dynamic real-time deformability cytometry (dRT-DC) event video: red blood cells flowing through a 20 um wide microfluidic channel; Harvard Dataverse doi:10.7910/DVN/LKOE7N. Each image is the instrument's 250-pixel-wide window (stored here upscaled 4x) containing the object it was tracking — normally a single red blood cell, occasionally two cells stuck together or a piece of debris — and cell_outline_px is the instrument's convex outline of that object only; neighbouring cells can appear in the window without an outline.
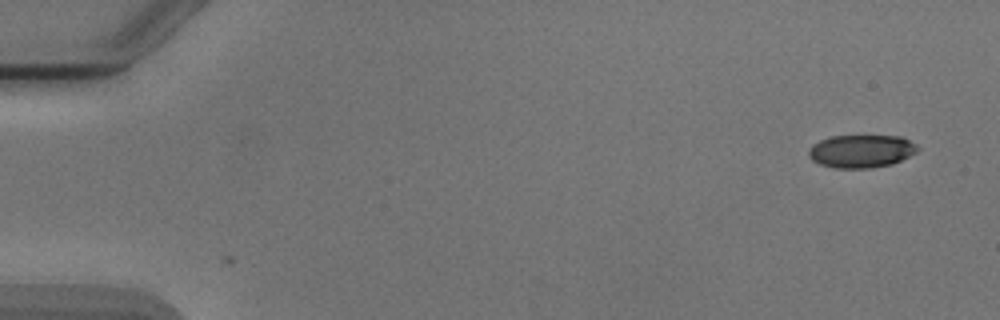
{"species": "Egyptian fruit bat (a non-hibernating species)", "species_latin": "Rousettus aegyptiacus", "temperature_condition": "cold", "stored_images_in_passage": 6, "camera_frame_rate_fps": 3000, "um_per_image_px": 0.085, "animal": {"sex": "male"}, "frame": {"image": 1, "passage_image": 1, "time_ms": 0.0, "image_size_px": [1000, 320], "cell_outline_px": [[920, 148], [916, 152], [892, 164], [868, 168], [836, 168], [820, 164], [812, 160], [808, 156], [808, 152], [812, 144], [820, 140], [832, 136], [900, 136], [916, 144]], "centroid_in_image_um": [73.19, 12.85], "position_along_channel_um": 11.8, "area_um2": 20.81}}
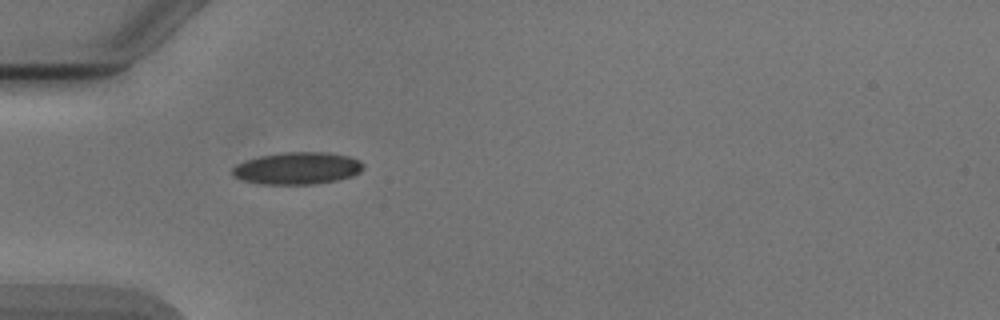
{"frame": {"image": 2, "passage_image": 5, "time_ms": 4.667, "image_size_px": [1000, 320], "cell_outline_px": [[364, 168], [360, 172], [352, 176], [336, 180], [316, 184], [260, 184], [244, 180], [232, 176], [232, 168], [236, 164], [260, 156], [284, 152], [324, 152], [348, 156], [360, 160], [364, 164]], "centroid_in_image_um": [25.29, 14.3], "position_along_channel_um": 59.7, "area_um2": 24.51}}
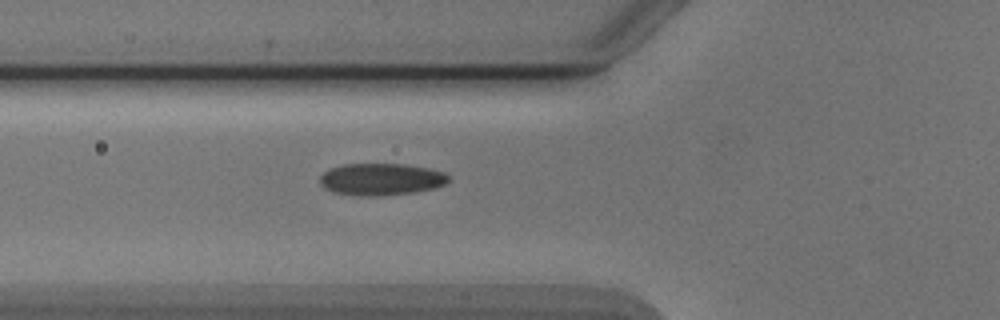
{"frame": {"image": 3, "passage_image": 6, "time_ms": 5.667, "image_size_px": [1000, 320], "cell_outline_px": [[448, 180], [444, 184], [432, 188], [416, 192], [376, 196], [360, 196], [332, 192], [324, 188], [320, 184], [320, 176], [324, 172], [332, 168], [344, 164], [404, 164], [428, 168], [444, 172], [448, 176]], "centroid_in_image_um": [32.36, 15.24], "position_along_channel_um": 93.4, "area_um2": 23.87}}